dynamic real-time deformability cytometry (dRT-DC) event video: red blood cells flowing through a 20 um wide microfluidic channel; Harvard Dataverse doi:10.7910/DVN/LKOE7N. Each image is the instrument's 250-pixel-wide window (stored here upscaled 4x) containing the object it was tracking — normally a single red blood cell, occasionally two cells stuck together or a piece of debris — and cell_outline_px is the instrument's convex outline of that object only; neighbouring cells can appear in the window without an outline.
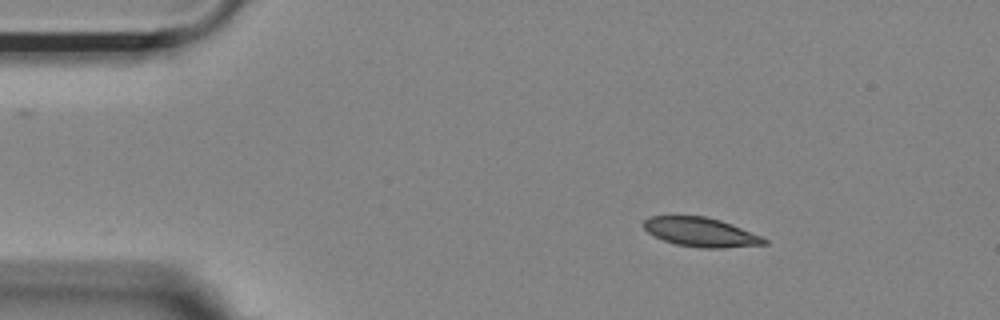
{"species": "Egyptian fruit bat (a non-hibernating species)", "species_latin": "Rousettus aegyptiacus", "temperature_condition": "room temperature", "stored_images_in_passage": 47, "segment_of_instrument_passage": [1, 3], "camera_frame_rate_fps": 3000, "um_per_image_px": 0.085, "animal": {"sex": "female"}, "frame": {"image": 1, "passage_image": 1, "time_ms": 0.0, "image_size_px": [1000, 320], "cell_outline_px": [[768, 244], [724, 248], [700, 248], [676, 244], [664, 240], [648, 232], [644, 228], [644, 220], [648, 216], [704, 216], [720, 220], [764, 236], [768, 240]], "centroid_in_image_um": [59.62, 19.74], "position_along_channel_um": 25.4, "area_um2": 20.52}}